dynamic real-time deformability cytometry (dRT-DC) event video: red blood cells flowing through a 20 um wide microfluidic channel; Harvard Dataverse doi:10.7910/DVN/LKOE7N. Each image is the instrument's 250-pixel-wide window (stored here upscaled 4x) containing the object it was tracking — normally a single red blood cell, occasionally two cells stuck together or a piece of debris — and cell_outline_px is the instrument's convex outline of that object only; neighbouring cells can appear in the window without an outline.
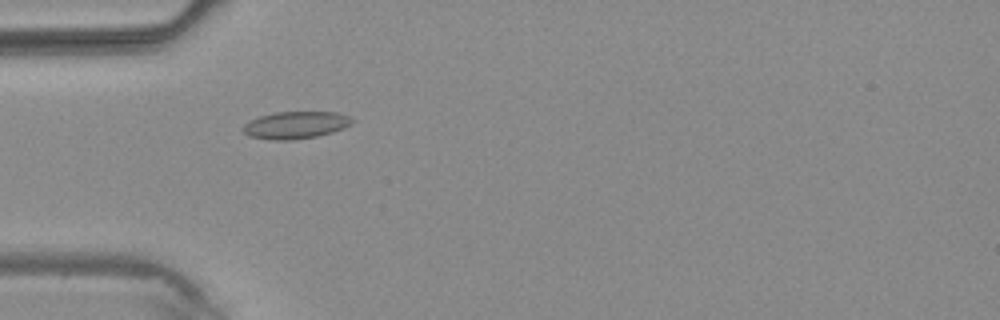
{"species": "common noctule bat (a hibernating species)", "species_latin": "Nyctalus noctula", "temperature_condition": "warm", "stored_images_in_passage": 5, "camera_frame_rate_fps": 3000, "um_per_image_px": 0.085, "animal": {"sex": "male", "body_mass_g": 20.4}, "frame": {"image": 1, "passage_image": 4, "time_ms": 3.667, "image_size_px": [1000, 320], "cell_outline_px": [[356, 120], [352, 124], [344, 128], [332, 132], [316, 136], [292, 140], [272, 140], [248, 136], [244, 132], [244, 124], [260, 116], [276, 112], [336, 112], [348, 116]], "centroid_in_image_um": [25.16, 10.63], "position_along_channel_um": 59.8, "area_um2": 17.22}}